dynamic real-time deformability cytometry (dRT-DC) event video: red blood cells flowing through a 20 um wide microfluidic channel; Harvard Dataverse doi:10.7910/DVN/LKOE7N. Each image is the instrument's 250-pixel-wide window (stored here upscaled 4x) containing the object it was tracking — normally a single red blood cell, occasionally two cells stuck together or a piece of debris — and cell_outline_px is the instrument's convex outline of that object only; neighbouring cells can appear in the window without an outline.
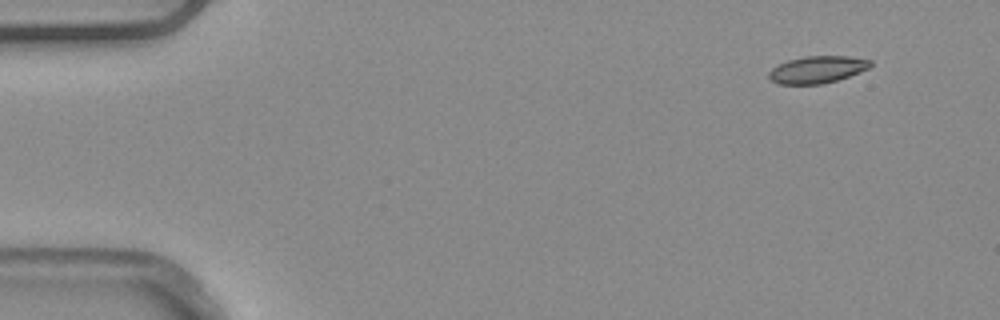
{"species": "common noctule bat (a hibernating species)", "species_latin": "Nyctalus noctula", "temperature_condition": "warm", "stored_images_in_passage": 4, "camera_frame_rate_fps": 3000, "um_per_image_px": 0.085, "animal": {"sex": "male", "body_mass_g": 20.4}, "frame": {"image": 1, "passage_image": 1, "time_ms": 0.0, "image_size_px": [1000, 320], "cell_outline_px": [[872, 64], [868, 68], [860, 72], [836, 80], [820, 84], [776, 84], [768, 76], [768, 72], [772, 68], [788, 60], [804, 56], [848, 56], [872, 60]], "centroid_in_image_um": [69.46, 5.91], "position_along_channel_um": 15.5, "area_um2": 15.95}}
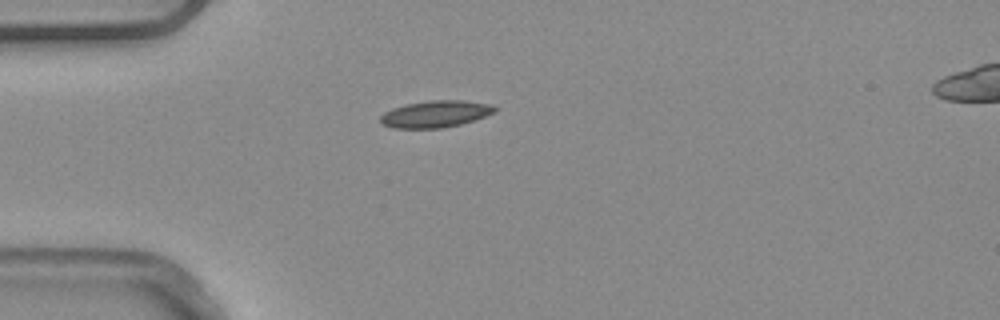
{"frame": {"image": 2, "passage_image": 4, "time_ms": 1.0, "image_size_px": [1000, 320], "cell_outline_px": [[496, 112], [460, 124], [444, 128], [392, 128], [384, 124], [380, 120], [380, 116], [384, 112], [392, 108], [408, 104], [432, 100], [460, 100], [492, 104], [496, 108]], "centroid_in_image_um": [37.01, 9.69], "position_along_channel_um": 48.0, "area_um2": 17.69}}